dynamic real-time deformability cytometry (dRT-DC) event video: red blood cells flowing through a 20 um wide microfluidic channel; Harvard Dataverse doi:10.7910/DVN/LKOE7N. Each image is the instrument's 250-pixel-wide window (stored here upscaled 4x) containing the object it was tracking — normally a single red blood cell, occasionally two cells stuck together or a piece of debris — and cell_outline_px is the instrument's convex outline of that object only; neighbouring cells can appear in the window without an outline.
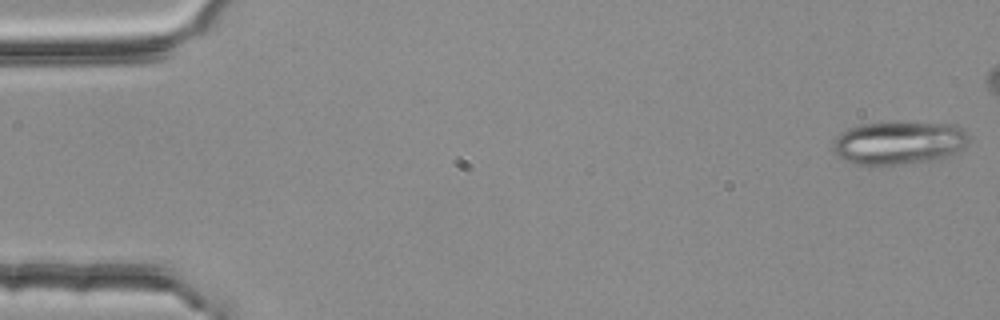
{"species": "common noctule bat (a hibernating species)", "species_latin": "Nyctalus noctula", "temperature_condition": "room temperature", "stored_images_in_passage": 5, "camera_frame_rate_fps": 3000, "um_per_image_px": 0.085, "animal": {"sex": "female", "body_mass_g": 25.1}, "frame": {"image": 1, "passage_image": 1, "time_ms": 0.0, "image_size_px": [1000, 320], "cell_outline_px": [[968, 140], [960, 148], [948, 156], [940, 160], [896, 164], [856, 164], [844, 160], [832, 152], [832, 140], [836, 136], [848, 128], [860, 124], [888, 120], [956, 124], [964, 128], [968, 132]], "centroid_in_image_um": [76.38, 12.09], "position_along_channel_um": 8.6, "area_um2": 35.08}}